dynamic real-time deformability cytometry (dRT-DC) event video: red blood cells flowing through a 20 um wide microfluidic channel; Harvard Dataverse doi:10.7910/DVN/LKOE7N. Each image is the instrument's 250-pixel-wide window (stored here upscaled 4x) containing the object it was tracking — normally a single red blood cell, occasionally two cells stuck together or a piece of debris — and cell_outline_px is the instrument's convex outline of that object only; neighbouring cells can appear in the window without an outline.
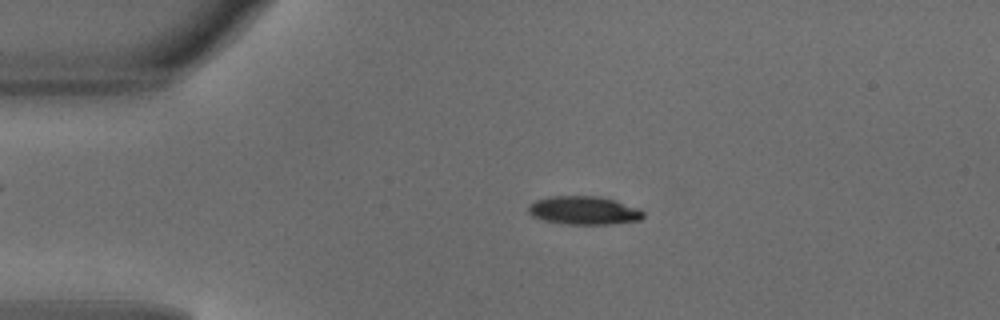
{"species": "common noctule bat (a hibernating species)", "species_latin": "Nyctalus noctula", "temperature_condition": "warm", "stored_images_in_passage": 48, "camera_frame_rate_fps": 3000, "um_per_image_px": 0.085, "animal": {"sex": "male", "body_mass_g": 18.8}, "frame": {"image": 1, "passage_image": 10, "time_ms": 3.0, "image_size_px": [1000, 320], "cell_outline_px": [[644, 216], [640, 220], [612, 224], [568, 224], [544, 220], [532, 216], [528, 212], [528, 204], [536, 200], [548, 196], [600, 196], [616, 200], [640, 208], [644, 212]], "centroid_in_image_um": [49.65, 17.87], "position_along_channel_um": 35.4, "area_um2": 19.19}}
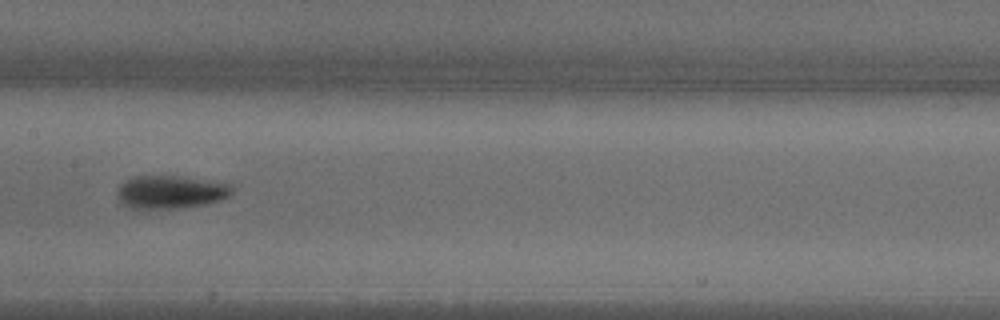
{"frame": {"image": 2, "passage_image": 24, "time_ms": 7.667, "image_size_px": [1000, 320], "cell_outline_px": [[232, 192], [228, 196], [220, 200], [204, 204], [176, 208], [132, 208], [124, 204], [120, 200], [116, 192], [120, 184], [124, 180], [136, 176], [180, 176], [232, 184]], "centroid_in_image_um": [14.49, 16.3], "position_along_channel_um": 192.9, "area_um2": 21.91}}
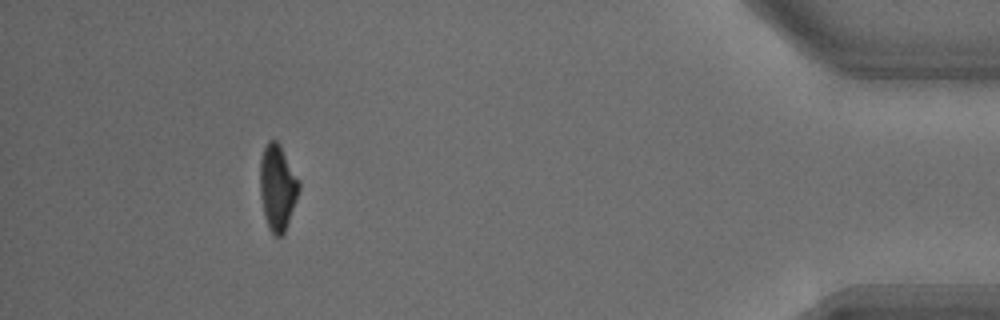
{"frame": {"image": 3, "passage_image": 44, "time_ms": 14.333, "image_size_px": [1000, 320], "cell_outline_px": [[300, 188], [296, 200], [284, 232], [280, 236], [276, 236], [268, 228], [264, 216], [260, 196], [260, 160], [264, 148], [268, 140], [276, 140], [280, 144], [300, 180]], "centroid_in_image_um": [23.58, 15.9], "position_along_channel_um": 411.6, "area_um2": 19.48}, "authors_computed_cell_mechanics": {"area_um2": 20.1433, "velocity_mm_per_s": 4.1627, "shape_relaxation_time_tau1_ms": 3.2636, "shape_relaxation_time_tau2_ms": 11.0188, "deformation_change_tau1": 0.1551, "deformation_change_tau2": 0.1581}}